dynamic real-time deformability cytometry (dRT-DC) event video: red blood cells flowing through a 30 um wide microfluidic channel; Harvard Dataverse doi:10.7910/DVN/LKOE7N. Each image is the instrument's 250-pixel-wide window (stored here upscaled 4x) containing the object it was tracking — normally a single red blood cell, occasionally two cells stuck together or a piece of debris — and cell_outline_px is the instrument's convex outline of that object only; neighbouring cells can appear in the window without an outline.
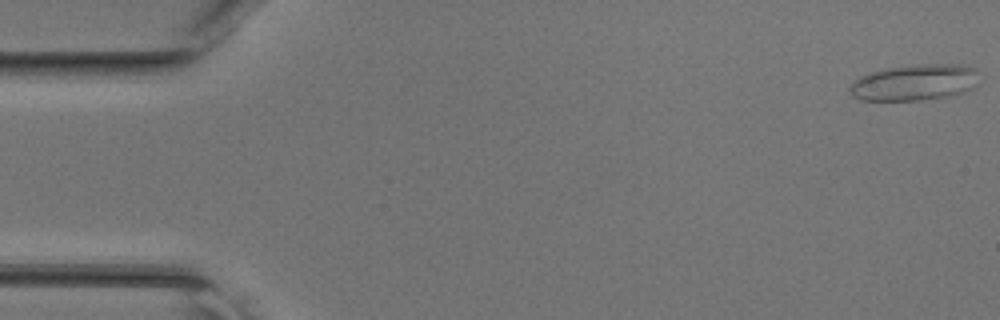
{"species": "common noctule bat (a hibernating species)", "species_latin": "Nyctalus noctula", "temperature_condition": "room temperature", "stored_images_in_passage": 11, "camera_frame_rate_fps": 3000, "um_per_image_px": 0.085, "animal": {"sex": "female", "body_mass_g": 17.0, "forearm_length_mm": 48.0}, "frame": {"image": 1, "passage_image": 1, "time_ms": 0.0, "image_size_px": [1000, 320], "cell_outline_px": [[976, 88], [948, 96], [920, 100], [860, 100], [852, 96], [848, 92], [848, 88], [860, 76], [884, 68], [916, 64], [964, 64], [976, 68]], "centroid_in_image_um": [77.74, 7.0], "position_along_channel_um": 7.3, "area_um2": 27.4}}